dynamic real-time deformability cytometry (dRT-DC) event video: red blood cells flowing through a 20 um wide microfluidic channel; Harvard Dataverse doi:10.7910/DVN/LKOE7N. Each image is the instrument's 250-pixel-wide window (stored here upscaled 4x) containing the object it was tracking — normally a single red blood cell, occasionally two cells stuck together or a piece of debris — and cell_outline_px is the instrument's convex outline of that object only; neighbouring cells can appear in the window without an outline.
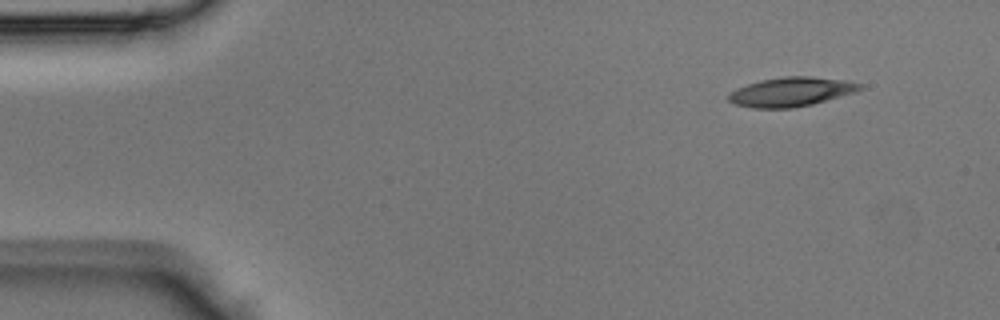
{"species": "Egyptian fruit bat (a non-hibernating species)", "species_latin": "Rousettus aegyptiacus", "temperature_condition": "room temperature", "stored_images_in_passage": 39, "camera_frame_rate_fps": 3000, "um_per_image_px": 0.085, "animal": {"sex": "male"}, "frame": {"image": 1, "passage_image": 1, "time_ms": 0.0, "image_size_px": [1000, 320], "cell_outline_px": [[864, 88], [856, 92], [812, 104], [792, 108], [752, 108], [736, 104], [728, 100], [728, 92], [748, 84], [760, 80], [784, 76], [808, 76], [844, 80], [864, 84]], "centroid_in_image_um": [67.26, 7.8], "position_along_channel_um": 17.7, "area_um2": 22.37}}
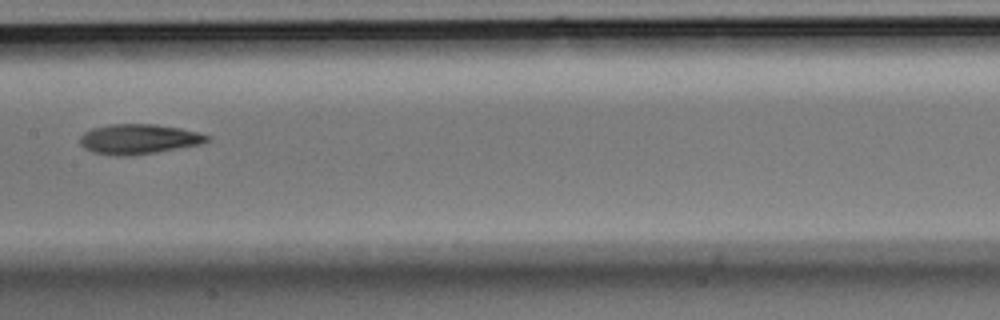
{"frame": {"image": 2, "passage_image": 18, "time_ms": 5.667, "image_size_px": [1000, 320], "cell_outline_px": [[212, 140], [200, 144], [156, 152], [128, 156], [120, 156], [92, 152], [84, 148], [80, 144], [80, 136], [84, 132], [92, 128], [112, 124], [156, 124], [180, 128], [212, 136]], "centroid_in_image_um": [11.79, 11.82], "position_along_channel_um": 195.6, "area_um2": 22.2}}
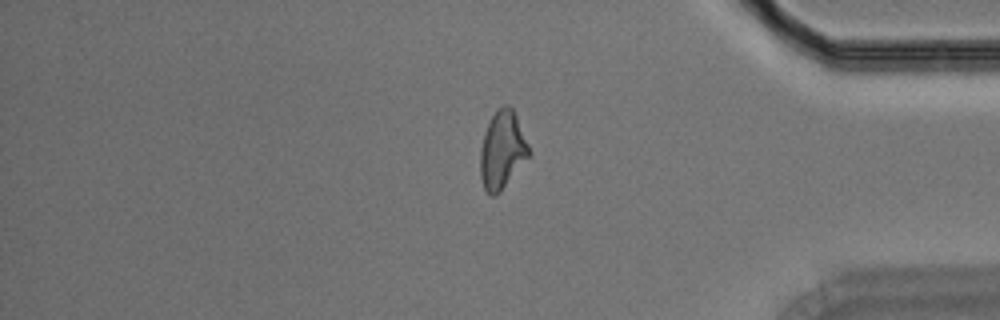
{"frame": {"image": 3, "passage_image": 32, "time_ms": 10.333, "image_size_px": [1000, 320], "cell_outline_px": [[532, 152], [500, 192], [496, 196], [488, 196], [484, 188], [480, 176], [480, 148], [484, 132], [492, 116], [504, 104], [508, 104], [512, 108], [516, 116]], "centroid_in_image_um": [42.68, 12.78], "position_along_channel_um": 392.5, "area_um2": 21.96}}